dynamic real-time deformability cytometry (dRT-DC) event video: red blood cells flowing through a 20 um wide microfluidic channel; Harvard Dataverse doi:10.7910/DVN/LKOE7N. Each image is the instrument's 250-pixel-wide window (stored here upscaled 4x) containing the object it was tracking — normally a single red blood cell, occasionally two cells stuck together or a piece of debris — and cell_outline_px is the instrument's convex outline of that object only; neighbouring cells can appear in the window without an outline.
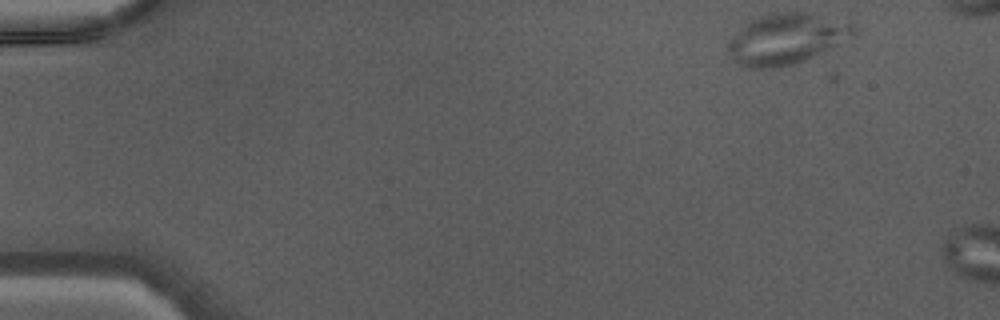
{"species": "Egyptian fruit bat (a non-hibernating species)", "species_latin": "Rousettus aegyptiacus", "temperature_condition": "warm", "stored_images_in_passage": 5, "camera_frame_rate_fps": 3000, "um_per_image_px": 0.085, "animal": {"sex": "male"}, "frame": {"image": 1, "passage_image": 1, "time_ms": 0.0, "image_size_px": [1000, 320], "cell_outline_px": [[856, 36], [804, 60], [792, 64], [776, 68], [748, 68], [736, 64], [732, 60], [728, 48], [728, 40], [748, 20], [760, 16], [776, 12], [808, 12], [852, 20], [856, 24]], "centroid_in_image_um": [66.9, 3.27], "position_along_channel_um": 18.1, "area_um2": 37.86}}